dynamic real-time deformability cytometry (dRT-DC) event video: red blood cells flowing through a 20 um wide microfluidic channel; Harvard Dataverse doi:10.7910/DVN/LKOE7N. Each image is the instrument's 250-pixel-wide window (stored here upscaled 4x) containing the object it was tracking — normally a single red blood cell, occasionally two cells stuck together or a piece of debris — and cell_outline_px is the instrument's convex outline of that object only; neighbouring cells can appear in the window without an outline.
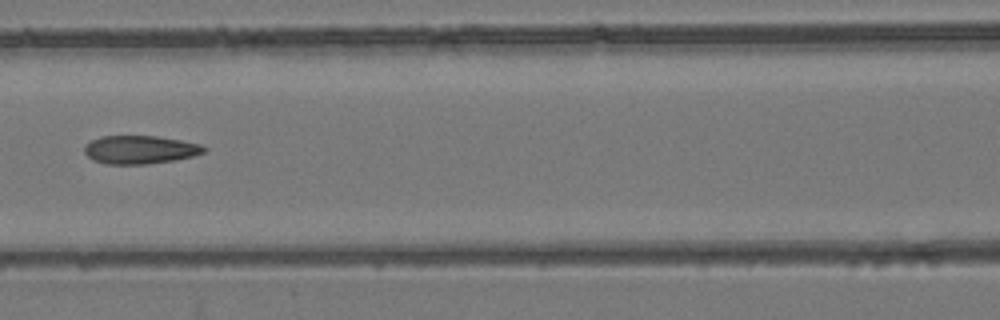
{"species": "common noctule bat (a hibernating species)", "species_latin": "Nyctalus noctula", "temperature_condition": "room temperature", "stored_images_in_passage": 7, "camera_frame_rate_fps": 3000, "um_per_image_px": 0.085, "animal": {"sex": "female", "body_mass_g": 24.6, "forearm_length_mm": 56.2}, "frame": {"image": 1, "passage_image": 7, "time_ms": 8.0, "image_size_px": [1000, 320], "cell_outline_px": [[208, 148], [204, 152], [192, 156], [176, 160], [148, 164], [104, 164], [92, 160], [84, 152], [84, 144], [100, 136], [156, 136], [180, 140], [200, 144]], "centroid_in_image_um": [11.87, 12.73], "position_along_channel_um": 154.7, "area_um2": 19.83}}